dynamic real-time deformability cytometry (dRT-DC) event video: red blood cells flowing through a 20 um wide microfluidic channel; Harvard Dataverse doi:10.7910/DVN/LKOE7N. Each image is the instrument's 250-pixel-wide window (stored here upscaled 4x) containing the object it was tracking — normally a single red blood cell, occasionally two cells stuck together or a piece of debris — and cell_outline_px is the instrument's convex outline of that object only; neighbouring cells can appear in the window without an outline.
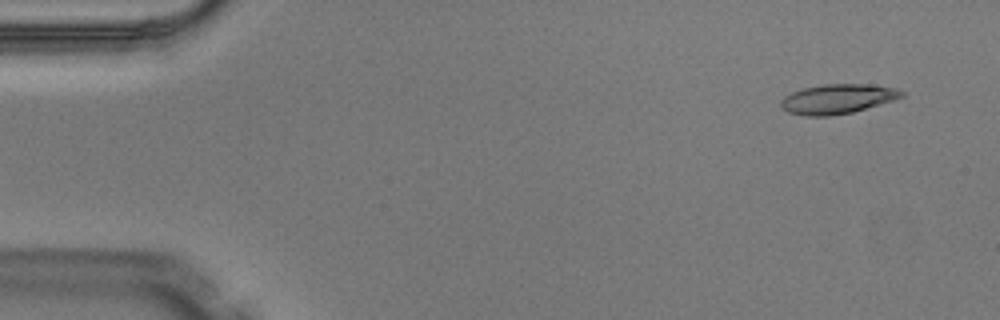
{"species": "Egyptian fruit bat (a non-hibernating species)", "species_latin": "Rousettus aegyptiacus", "temperature_condition": "warm", "stored_images_in_passage": 4, "camera_frame_rate_fps": 3000, "um_per_image_px": 0.085, "animal": {"sex": "male"}, "frame": {"image": 1, "passage_image": 1, "time_ms": 0.0, "image_size_px": [1000, 320], "cell_outline_px": [[904, 96], [892, 100], [852, 112], [828, 116], [804, 116], [788, 112], [780, 104], [780, 100], [784, 96], [792, 92], [804, 88], [824, 84], [872, 84], [896, 88], [904, 92]], "centroid_in_image_um": [71.17, 8.4], "position_along_channel_um": 13.8, "area_um2": 20.69}}